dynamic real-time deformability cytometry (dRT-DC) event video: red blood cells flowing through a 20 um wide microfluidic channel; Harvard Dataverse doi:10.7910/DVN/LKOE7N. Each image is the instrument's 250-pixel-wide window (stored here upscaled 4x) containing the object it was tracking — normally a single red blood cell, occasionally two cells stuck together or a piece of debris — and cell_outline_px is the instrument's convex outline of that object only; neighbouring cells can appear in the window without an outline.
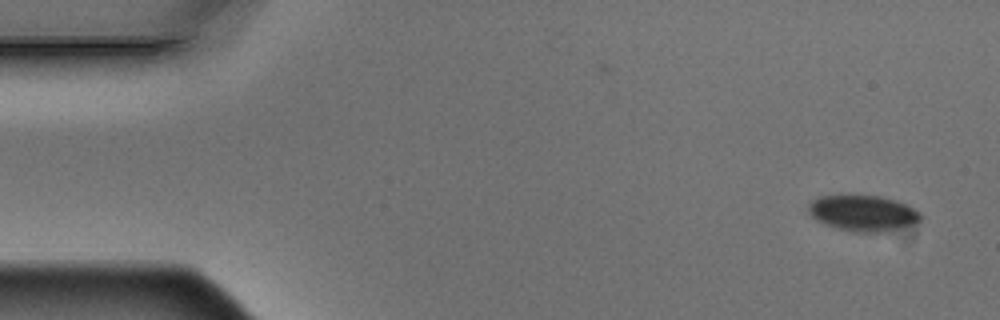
{"species": "Egyptian fruit bat (a non-hibernating species)", "species_latin": "Rousettus aegyptiacus", "temperature_condition": "warm", "stored_images_in_passage": 2, "camera_frame_rate_fps": 3000, "um_per_image_px": 0.085, "animal": {"sex": "male"}, "frame": {"image": 1, "passage_image": 2, "time_ms": 0.333, "image_size_px": [1000, 320], "cell_outline_px": [[924, 216], [916, 224], [884, 232], [852, 232], [836, 228], [816, 220], [808, 212], [808, 204], [812, 200], [820, 196], [840, 192], [848, 192], [880, 196], [896, 200], [920, 212]], "centroid_in_image_um": [73.32, 18.07], "position_along_channel_um": 11.7, "area_um2": 24.45}}